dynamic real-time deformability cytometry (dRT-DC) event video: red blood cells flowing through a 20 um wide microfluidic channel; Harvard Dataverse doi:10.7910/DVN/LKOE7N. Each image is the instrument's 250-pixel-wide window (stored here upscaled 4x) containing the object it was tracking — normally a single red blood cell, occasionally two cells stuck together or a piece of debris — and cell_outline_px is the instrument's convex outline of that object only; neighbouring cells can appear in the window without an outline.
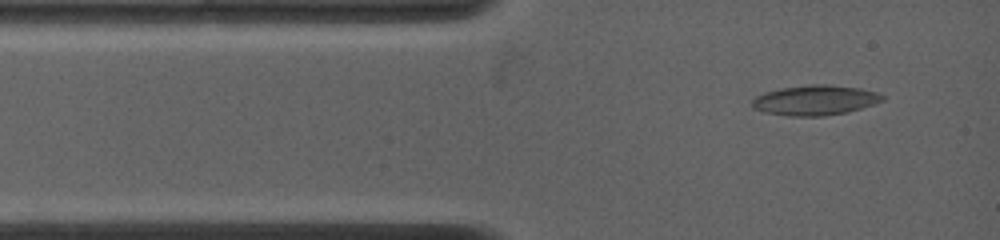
{"species": "common noctule bat (a hibernating species)", "species_latin": "Nyctalus noctula", "temperature_condition": "warm", "stored_images_in_passage": 19, "camera_frame_rate_fps": 4500, "um_per_image_px": 0.085, "animal": {"sex": "female", "body_mass_g": 19.0, "forearm_length_mm": 53.3}, "frame": {"image": 1, "passage_image": 2, "time_ms": 0.444, "image_size_px": [1000, 240], "cell_outline_px": [[884, 100], [860, 108], [844, 112], [820, 116], [788, 116], [764, 112], [752, 108], [752, 100], [756, 96], [764, 92], [780, 88], [816, 84], [824, 84], [860, 88], [876, 92], [884, 96]], "centroid_in_image_um": [69.23, 8.51], "position_along_channel_um": 15.8, "area_um2": 22.54}}
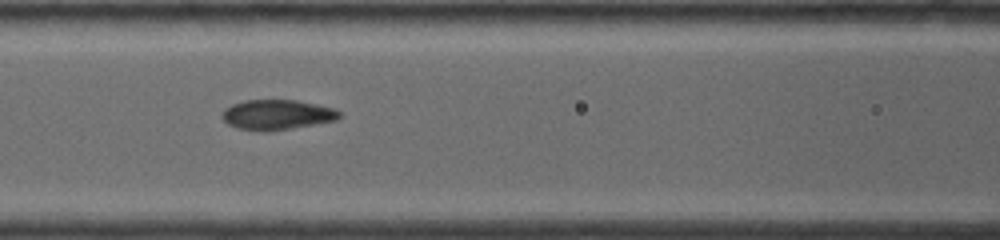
{"frame": {"image": 2, "passage_image": 12, "time_ms": 4.444, "image_size_px": [1000, 240], "cell_outline_px": [[340, 116], [336, 120], [316, 124], [292, 128], [264, 132], [236, 128], [228, 124], [220, 116], [224, 108], [232, 104], [244, 100], [296, 100], [316, 104], [332, 108], [340, 112]], "centroid_in_image_um": [23.49, 9.75], "position_along_channel_um": 143.1, "area_um2": 20.58}}
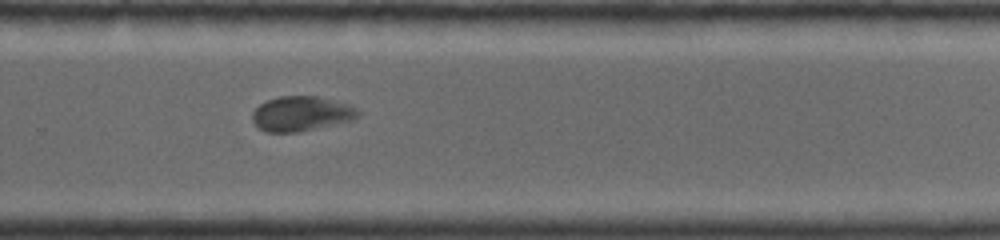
{"frame": {"image": 3, "passage_image": 19, "time_ms": 8.667, "image_size_px": [1000, 240], "cell_outline_px": [[360, 112], [352, 120], [296, 132], [264, 132], [252, 120], [252, 112], [260, 104], [268, 100], [280, 96], [316, 96], [348, 104]], "centroid_in_image_um": [25.56, 9.66], "position_along_channel_um": 304.2, "area_um2": 21.04}}